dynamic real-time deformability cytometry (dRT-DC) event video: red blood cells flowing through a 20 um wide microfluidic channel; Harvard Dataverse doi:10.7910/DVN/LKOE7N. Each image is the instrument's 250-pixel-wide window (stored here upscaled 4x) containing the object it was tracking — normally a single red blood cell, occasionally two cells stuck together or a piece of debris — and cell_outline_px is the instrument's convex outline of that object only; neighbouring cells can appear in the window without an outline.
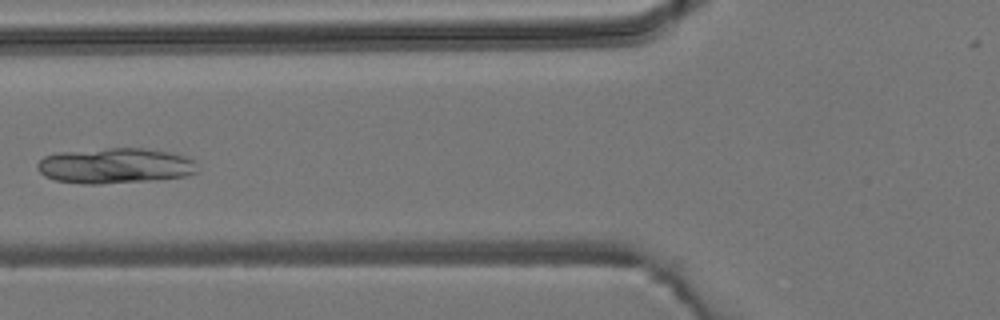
{"species": "common noctule bat (a hibernating species)", "species_latin": "Nyctalus noctula", "temperature_condition": "room temperature", "stored_images_in_passage": 6, "camera_frame_rate_fps": 3000, "um_per_image_px": 0.085, "animal": {"sex": "male", "body_mass_g": 19.2, "forearm_length_mm": 51.8}, "frame": {"image": 1, "passage_image": 5, "time_ms": 5.0, "image_size_px": [1000, 320], "cell_outline_px": [[196, 172], [188, 176], [148, 180], [100, 184], [80, 184], [56, 180], [44, 176], [36, 168], [36, 164], [44, 156], [60, 152], [108, 148], [144, 148], [168, 152], [188, 156], [196, 160]], "centroid_in_image_um": [9.78, 14.08], "position_along_channel_um": 116.0, "area_um2": 33.18}}
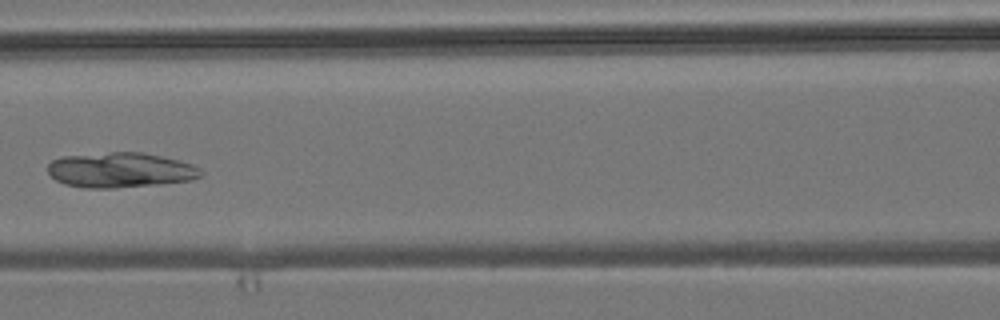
{"frame": {"image": 2, "passage_image": 6, "time_ms": 6.0, "image_size_px": [1000, 320], "cell_outline_px": [[204, 172], [200, 176], [192, 180], [156, 184], [116, 188], [84, 188], [64, 184], [56, 180], [48, 172], [48, 164], [52, 160], [64, 156], [112, 152], [144, 152], [192, 164], [200, 168]], "centroid_in_image_um": [10.22, 14.46], "position_along_channel_um": 156.4, "area_um2": 31.21}}